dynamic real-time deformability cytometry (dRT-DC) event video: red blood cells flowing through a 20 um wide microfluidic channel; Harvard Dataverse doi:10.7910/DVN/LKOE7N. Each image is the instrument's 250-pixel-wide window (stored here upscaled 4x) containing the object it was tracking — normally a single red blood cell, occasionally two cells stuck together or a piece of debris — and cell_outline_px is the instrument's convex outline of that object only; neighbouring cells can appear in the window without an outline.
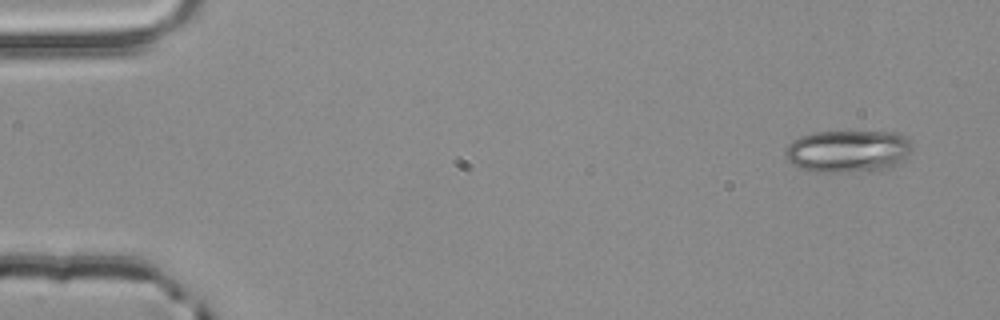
{"species": "common noctule bat (a hibernating species)", "species_latin": "Nyctalus noctula", "temperature_condition": "room temperature", "stored_images_in_passage": 4, "camera_frame_rate_fps": 3000, "um_per_image_px": 0.085, "animal": {"sex": "male", "body_mass_g": 20.4}, "frame": {"image": 1, "passage_image": 1, "time_ms": 0.0, "image_size_px": [1000, 320], "cell_outline_px": [[912, 148], [896, 164], [884, 168], [844, 172], [820, 172], [800, 168], [792, 164], [788, 160], [784, 152], [788, 144], [792, 140], [800, 136], [816, 132], [892, 132], [904, 136], [912, 144]], "centroid_in_image_um": [72.0, 12.83], "position_along_channel_um": 13.0, "area_um2": 30.69}}